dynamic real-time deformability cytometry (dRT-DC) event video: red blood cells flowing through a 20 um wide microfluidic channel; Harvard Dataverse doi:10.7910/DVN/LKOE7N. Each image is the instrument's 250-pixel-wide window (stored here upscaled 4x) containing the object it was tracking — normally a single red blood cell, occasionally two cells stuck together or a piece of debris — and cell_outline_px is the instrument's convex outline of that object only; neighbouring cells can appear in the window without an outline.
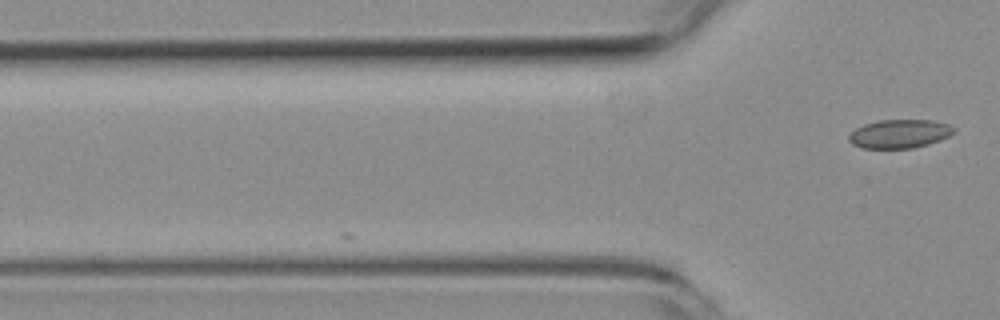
{"species": "common noctule bat (a hibernating species)", "species_latin": "Nyctalus noctula", "temperature_condition": "room temperature", "stored_images_in_passage": 2, "camera_frame_rate_fps": 3000, "um_per_image_px": 0.085, "animal": {"sex": "female", "body_mass_g": 19.3, "forearm_length_mm": 54.1}, "frame": {"image": 1, "passage_image": 2, "time_ms": 1.333, "image_size_px": [1000, 320], "cell_outline_px": [[956, 132], [940, 140], [928, 144], [912, 148], [860, 148], [852, 144], [848, 140], [848, 136], [856, 128], [864, 124], [880, 120], [932, 120], [948, 124], [956, 128]], "centroid_in_image_um": [76.47, 11.37], "position_along_channel_um": 49.3, "area_um2": 17.57}}